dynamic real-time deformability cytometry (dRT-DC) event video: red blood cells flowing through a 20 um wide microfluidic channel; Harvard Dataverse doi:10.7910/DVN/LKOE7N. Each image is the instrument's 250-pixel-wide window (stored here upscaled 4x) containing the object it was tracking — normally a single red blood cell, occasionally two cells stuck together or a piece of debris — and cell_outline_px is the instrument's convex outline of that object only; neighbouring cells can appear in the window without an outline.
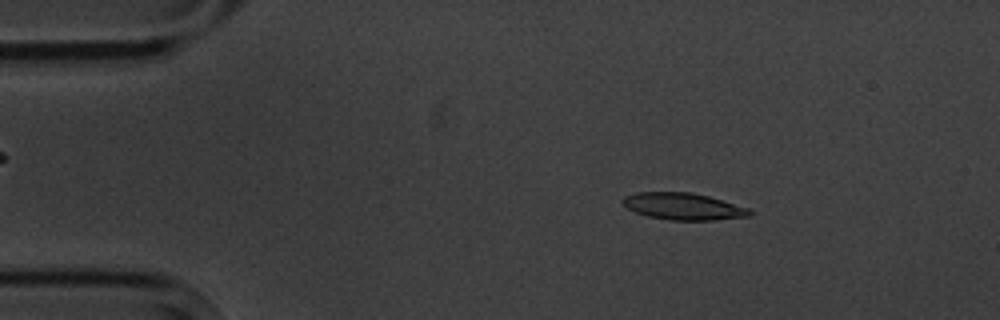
{"species": "common noctule bat (a hibernating species)", "species_latin": "Nyctalus noctula", "temperature_condition": "cold", "stored_images_in_passage": 5, "camera_frame_rate_fps": 3000, "um_per_image_px": 0.085, "animal": {"sex": "male", "body_mass_g": 20.1, "forearm_length_mm": 53.5}, "frame": {"image": 1, "passage_image": 3, "time_ms": 2.333, "image_size_px": [1000, 320], "cell_outline_px": [[752, 216], [712, 220], [668, 220], [648, 216], [636, 212], [620, 204], [620, 200], [624, 196], [636, 192], [692, 192], [708, 196], [748, 208], [752, 212]], "centroid_in_image_um": [58.03, 17.54], "position_along_channel_um": 27.0, "area_um2": 19.94}}